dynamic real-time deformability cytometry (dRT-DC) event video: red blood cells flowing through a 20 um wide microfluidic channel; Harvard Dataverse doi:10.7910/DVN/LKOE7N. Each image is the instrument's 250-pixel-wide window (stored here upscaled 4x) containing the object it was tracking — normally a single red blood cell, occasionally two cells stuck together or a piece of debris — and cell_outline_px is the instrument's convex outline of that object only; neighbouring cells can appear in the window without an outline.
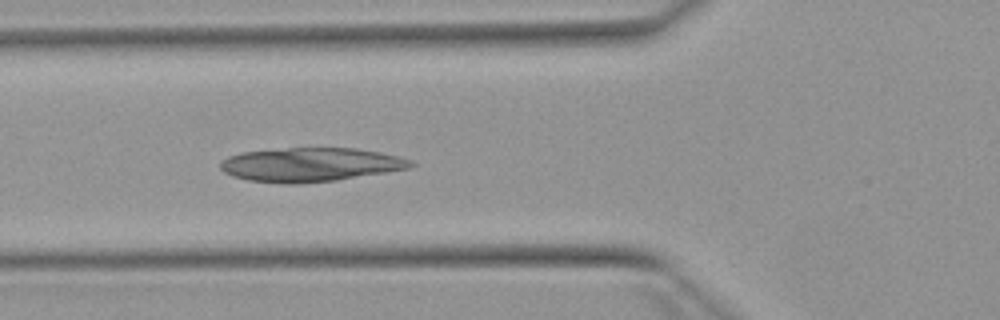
{"species": "Egyptian fruit bat (a non-hibernating species)", "species_latin": "Rousettus aegyptiacus", "temperature_condition": "warm", "stored_images_in_passage": 41, "camera_frame_rate_fps": 3000, "um_per_image_px": 0.085, "animal": {"sex": "female"}, "frame": {"image": 1, "passage_image": 7, "time_ms": 2.0, "image_size_px": [1000, 320], "cell_outline_px": [[416, 164], [408, 168], [336, 180], [296, 184], [284, 184], [248, 180], [232, 176], [224, 172], [220, 168], [220, 160], [228, 156], [240, 152], [288, 148], [356, 148], [380, 152], [400, 156], [412, 160]], "centroid_in_image_um": [26.36, 13.99], "position_along_channel_um": 99.4, "area_um2": 37.69}}
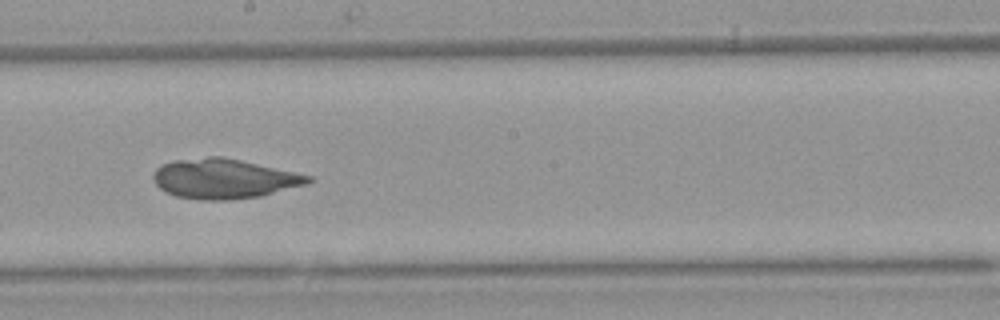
{"frame": {"image": 2, "passage_image": 17, "time_ms": 5.333, "image_size_px": [1000, 320], "cell_outline_px": [[312, 180], [308, 184], [260, 196], [228, 200], [200, 200], [176, 196], [160, 188], [152, 180], [152, 176], [156, 168], [160, 164], [176, 160], [208, 156], [224, 156], [296, 172], [312, 176]], "centroid_in_image_um": [19.03, 15.18], "position_along_channel_um": 229.2, "area_um2": 36.07}}
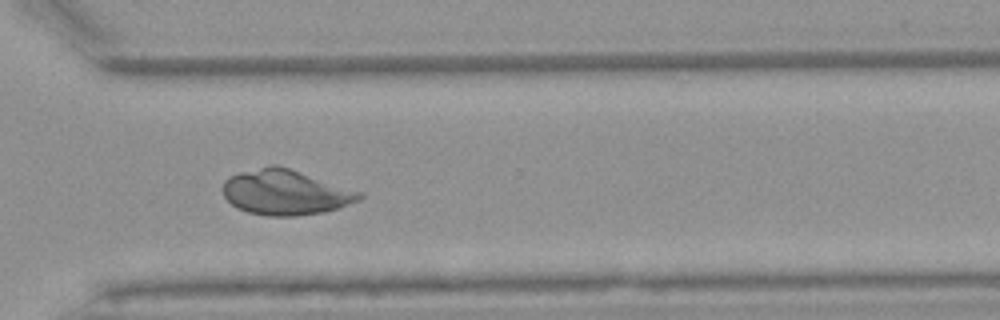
{"frame": {"image": 3, "passage_image": 26, "time_ms": 8.333, "image_size_px": [1000, 320], "cell_outline_px": [[364, 196], [360, 200], [340, 208], [324, 212], [296, 216], [268, 216], [248, 212], [236, 208], [224, 196], [224, 180], [228, 176], [240, 172], [268, 164], [276, 164], [364, 192]], "centroid_in_image_um": [24.29, 16.34], "position_along_channel_um": 346.3, "area_um2": 36.24}}